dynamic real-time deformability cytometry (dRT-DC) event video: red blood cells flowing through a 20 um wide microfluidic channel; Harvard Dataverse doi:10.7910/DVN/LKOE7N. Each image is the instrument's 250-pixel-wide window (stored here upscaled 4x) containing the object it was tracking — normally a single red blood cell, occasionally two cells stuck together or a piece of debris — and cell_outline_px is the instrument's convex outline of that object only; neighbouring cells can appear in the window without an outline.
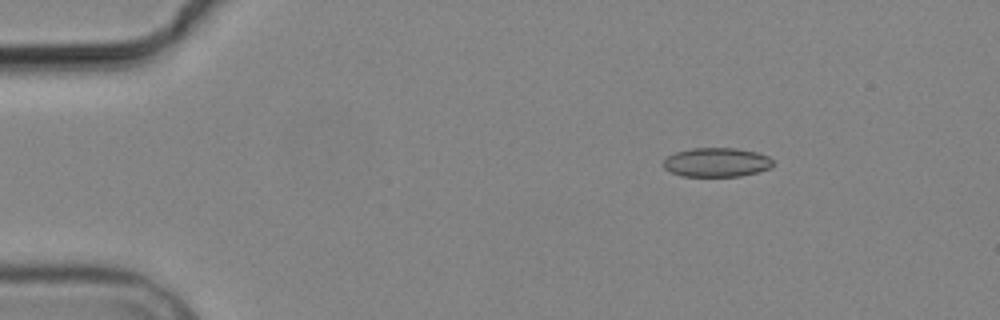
{"species": "common noctule bat (a hibernating species)", "species_latin": "Nyctalus noctula", "temperature_condition": "cold", "stored_images_in_passage": 5, "camera_frame_rate_fps": 3000, "um_per_image_px": 0.085, "animal": {"sex": "male", "body_mass_g": 19.2, "forearm_length_mm": 51.8}, "frame": {"image": 1, "passage_image": 3, "time_ms": 2.333, "image_size_px": [1000, 320], "cell_outline_px": [[772, 168], [740, 176], [680, 176], [668, 172], [664, 168], [664, 160], [668, 156], [676, 152], [692, 148], [736, 148], [756, 152], [768, 156], [772, 160]], "centroid_in_image_um": [60.89, 13.8], "position_along_channel_um": 24.1, "area_um2": 18.61}}